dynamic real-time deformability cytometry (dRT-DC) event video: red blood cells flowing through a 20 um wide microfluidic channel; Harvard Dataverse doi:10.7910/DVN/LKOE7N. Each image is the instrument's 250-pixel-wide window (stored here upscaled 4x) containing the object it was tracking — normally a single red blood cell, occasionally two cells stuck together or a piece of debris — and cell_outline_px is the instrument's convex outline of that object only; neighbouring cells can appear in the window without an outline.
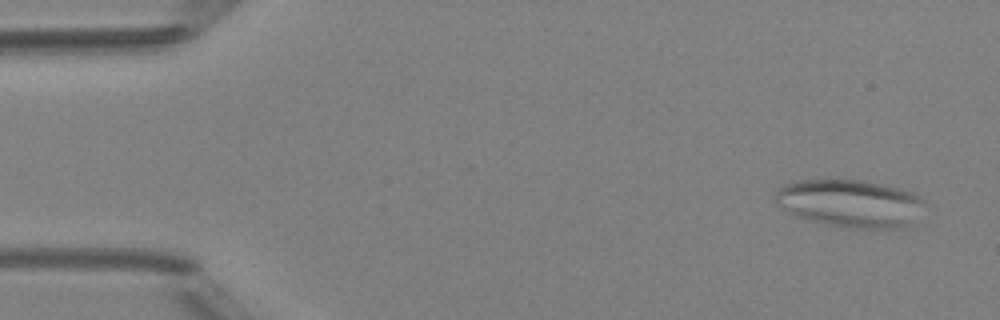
{"species": "Egyptian fruit bat (a non-hibernating species)", "species_latin": "Rousettus aegyptiacus", "temperature_condition": "room temperature", "stored_images_in_passage": 47, "camera_frame_rate_fps": 3000, "um_per_image_px": 0.085, "animal": {"sex": "female"}, "frame": {"image": 1, "passage_image": 1, "time_ms": 0.0, "image_size_px": [1000, 320], "cell_outline_px": [[924, 200], [908, 224], [900, 228], [856, 228], [824, 224], [796, 216], [788, 212], [776, 204], [776, 192], [780, 188], [788, 184], [800, 180], [860, 180], [880, 184], [912, 192], [920, 196]], "centroid_in_image_um": [72.2, 17.28], "position_along_channel_um": 12.8, "area_um2": 40.46}}
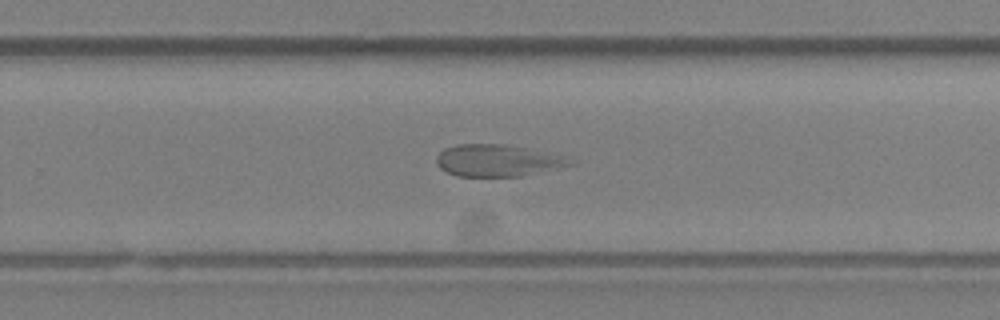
{"frame": {"image": 2, "passage_image": 30, "time_ms": 9.667, "image_size_px": [1000, 320], "cell_outline_px": [[576, 164], [520, 176], [456, 176], [440, 168], [436, 164], [436, 156], [444, 148], [456, 144], [504, 144], [564, 156], [576, 160]], "centroid_in_image_um": [42.28, 13.64], "position_along_channel_um": 287.5, "area_um2": 24.74}}
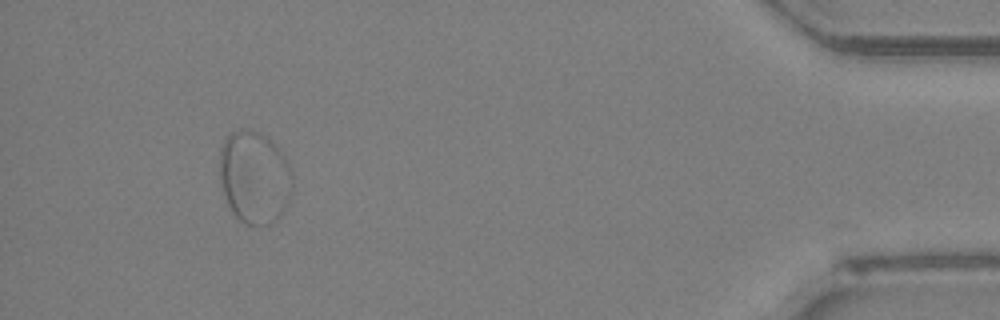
{"frame": {"image": 3, "passage_image": 44, "time_ms": 14.333, "image_size_px": [1000, 320], "cell_outline_px": [[292, 192], [288, 204], [280, 216], [276, 220], [268, 224], [248, 224], [240, 220], [232, 212], [224, 196], [220, 180], [220, 148], [224, 140], [232, 132], [240, 128], [256, 132], [264, 136], [288, 160], [292, 172]], "centroid_in_image_um": [21.63, 15.09], "position_along_channel_um": 413.6, "area_um2": 39.13}}